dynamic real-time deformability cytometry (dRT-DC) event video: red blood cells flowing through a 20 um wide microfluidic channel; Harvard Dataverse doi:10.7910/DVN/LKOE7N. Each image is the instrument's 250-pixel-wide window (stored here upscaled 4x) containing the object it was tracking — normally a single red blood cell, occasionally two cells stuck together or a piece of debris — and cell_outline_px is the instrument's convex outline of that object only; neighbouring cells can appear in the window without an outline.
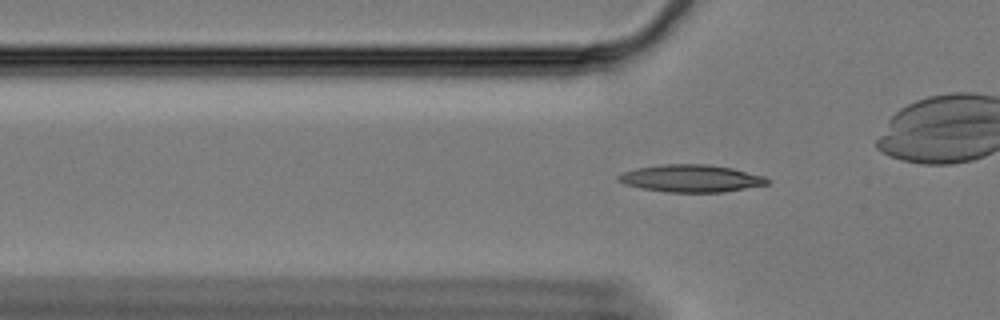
{"species": "Egyptian fruit bat (a non-hibernating species)", "species_latin": "Rousettus aegyptiacus", "temperature_condition": "cold", "stored_images_in_passage": 60, "camera_frame_rate_fps": 3000, "um_per_image_px": 0.085, "animal": {"sex": "female"}, "frame": {"image": 1, "passage_image": 19, "time_ms": 6.0, "image_size_px": [1000, 320], "cell_outline_px": [[772, 180], [768, 184], [724, 192], [668, 192], [640, 188], [624, 184], [616, 180], [616, 176], [624, 172], [636, 168], [660, 164], [708, 164], [732, 168], [764, 176]], "centroid_in_image_um": [58.73, 15.16], "position_along_channel_um": 67.1, "area_um2": 23.87}}
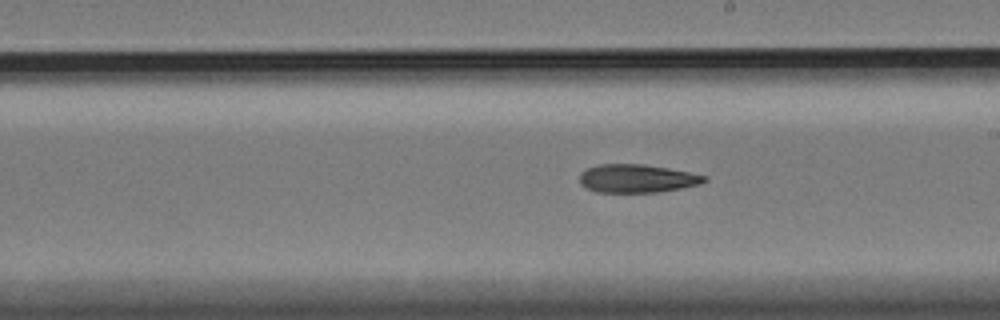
{"frame": {"image": 2, "passage_image": 34, "time_ms": 11.0, "image_size_px": [1000, 320], "cell_outline_px": [[708, 180], [700, 184], [680, 188], [656, 192], [596, 192], [584, 188], [580, 184], [580, 172], [588, 168], [600, 164], [644, 164], [668, 168], [708, 176]], "centroid_in_image_um": [54.12, 15.17], "position_along_channel_um": 234.9, "area_um2": 20.58}}
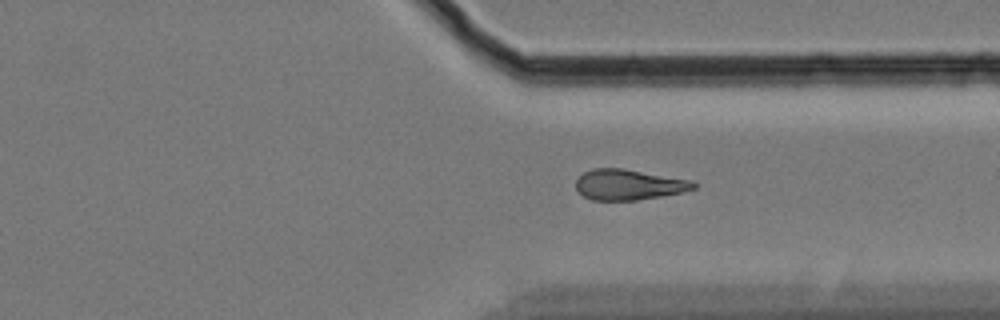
{"frame": {"image": 3, "passage_image": 45, "time_ms": 14.667, "image_size_px": [1000, 320], "cell_outline_px": [[696, 188], [680, 192], [660, 196], [636, 200], [592, 200], [584, 196], [576, 188], [576, 180], [584, 172], [592, 168], [624, 168], [692, 180], [696, 184]], "centroid_in_image_um": [53.43, 15.68], "position_along_channel_um": 358.0, "area_um2": 20.87}}